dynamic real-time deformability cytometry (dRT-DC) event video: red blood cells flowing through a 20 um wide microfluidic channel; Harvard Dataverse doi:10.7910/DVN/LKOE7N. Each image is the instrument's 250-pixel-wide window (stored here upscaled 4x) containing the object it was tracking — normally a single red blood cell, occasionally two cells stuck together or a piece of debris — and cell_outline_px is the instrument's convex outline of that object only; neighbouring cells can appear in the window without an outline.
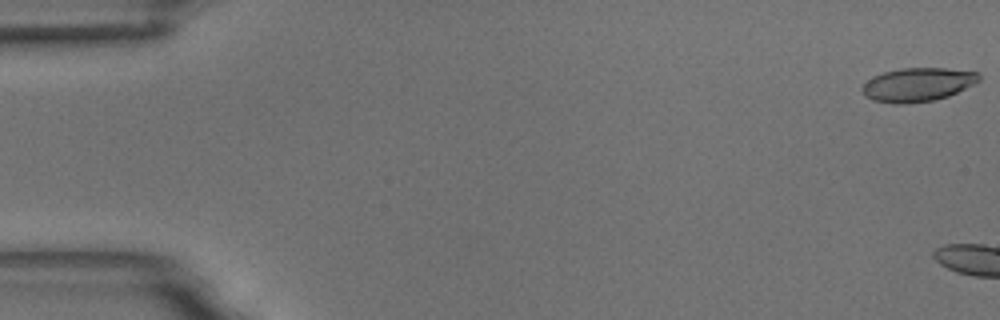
{"species": "common noctule bat (a hibernating species)", "species_latin": "Nyctalus noctula", "temperature_condition": "room temperature", "stored_images_in_passage": 5, "camera_frame_rate_fps": 3000, "um_per_image_px": 0.085, "animal": {"sex": "male", "body_mass_g": 18.8}, "frame": {"image": 1, "passage_image": 1, "time_ms": 0.0, "image_size_px": [1000, 320], "cell_outline_px": [[980, 80], [948, 96], [932, 100], [904, 104], [892, 104], [872, 100], [860, 88], [872, 76], [884, 72], [900, 68], [948, 68], [980, 72]], "centroid_in_image_um": [77.99, 7.18], "position_along_channel_um": 7.0, "area_um2": 22.83}}